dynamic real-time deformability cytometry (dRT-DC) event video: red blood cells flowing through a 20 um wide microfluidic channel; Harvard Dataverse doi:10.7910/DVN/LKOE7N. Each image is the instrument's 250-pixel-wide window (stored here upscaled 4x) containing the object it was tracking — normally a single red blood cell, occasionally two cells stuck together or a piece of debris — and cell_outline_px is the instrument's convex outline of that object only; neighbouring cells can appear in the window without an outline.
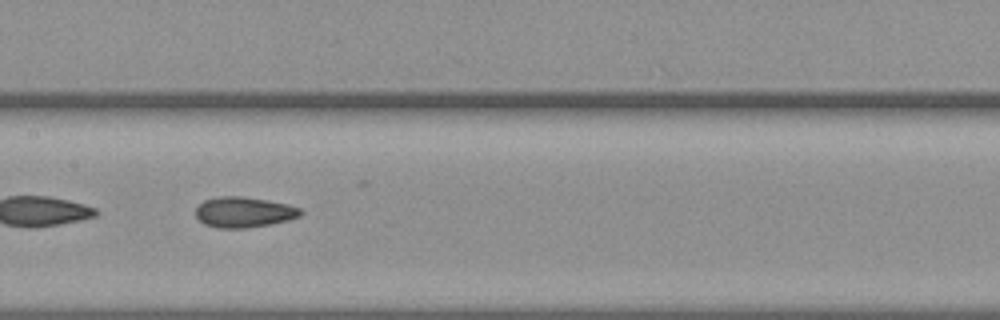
{"species": "common noctule bat (a hibernating species)", "species_latin": "Nyctalus noctula", "temperature_condition": "warm", "stored_images_in_passage": 50, "camera_frame_rate_fps": 3000, "um_per_image_px": 0.085, "animal": {"sex": "female", "body_mass_g": 19.3, "forearm_length_mm": 54.1}, "frame": {"image": 1, "passage_image": 22, "time_ms": 7.0, "image_size_px": [1000, 320], "cell_outline_px": [[304, 212], [300, 216], [288, 220], [272, 224], [248, 228], [216, 228], [204, 224], [196, 216], [196, 208], [204, 200], [220, 196], [244, 196], [268, 200], [288, 204], [300, 208]], "centroid_in_image_um": [20.75, 18.03], "position_along_channel_um": 186.6, "area_um2": 18.84}}
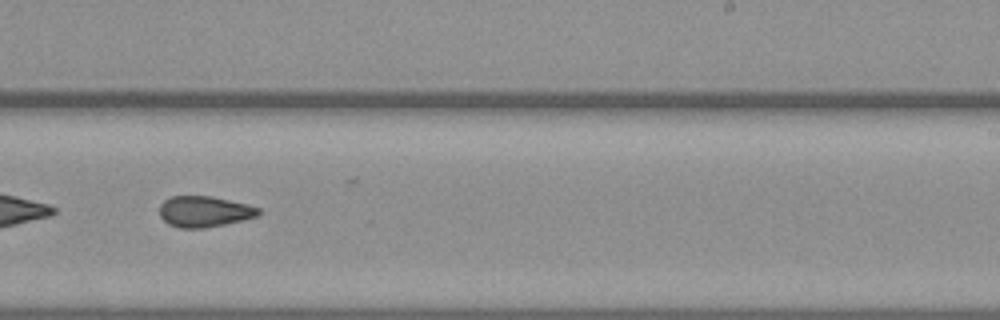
{"frame": {"image": 2, "passage_image": 29, "time_ms": 9.333, "image_size_px": [1000, 320], "cell_outline_px": [[260, 212], [256, 216], [244, 220], [204, 228], [180, 228], [168, 224], [160, 216], [160, 204], [164, 200], [172, 196], [212, 196], [248, 204], [260, 208]], "centroid_in_image_um": [17.36, 17.98], "position_along_channel_um": 271.6, "area_um2": 17.86}}
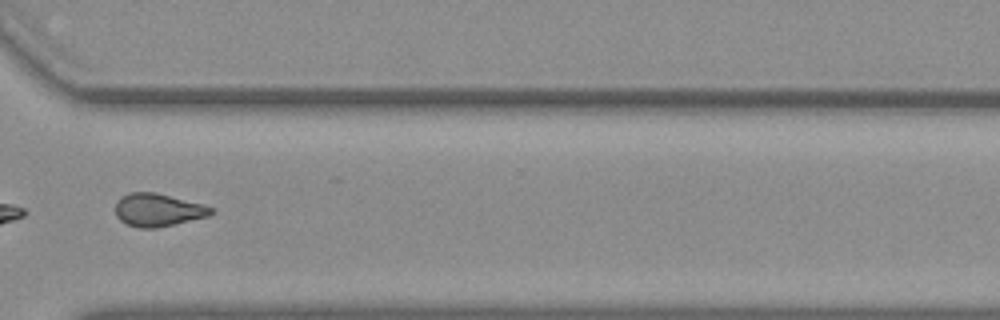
{"frame": {"image": 3, "passage_image": 36, "time_ms": 11.667, "image_size_px": [1000, 320], "cell_outline_px": [[212, 212], [208, 216], [156, 228], [140, 228], [128, 224], [120, 220], [116, 216], [116, 200], [120, 196], [132, 192], [156, 192], [204, 204], [212, 208]], "centroid_in_image_um": [13.4, 17.83], "position_along_channel_um": 357.2, "area_um2": 18.26}, "authors_computed_cell_mechanics": {"area_um2": 18.5249, "velocity_mm_per_s": 3.6617, "shape_relaxation_time_tau1_ms": null, "shape_relaxation_time_tau2_ms": 3.08, "deformation_change_tau1": null, "deformation_change_tau2": 0.0913}}